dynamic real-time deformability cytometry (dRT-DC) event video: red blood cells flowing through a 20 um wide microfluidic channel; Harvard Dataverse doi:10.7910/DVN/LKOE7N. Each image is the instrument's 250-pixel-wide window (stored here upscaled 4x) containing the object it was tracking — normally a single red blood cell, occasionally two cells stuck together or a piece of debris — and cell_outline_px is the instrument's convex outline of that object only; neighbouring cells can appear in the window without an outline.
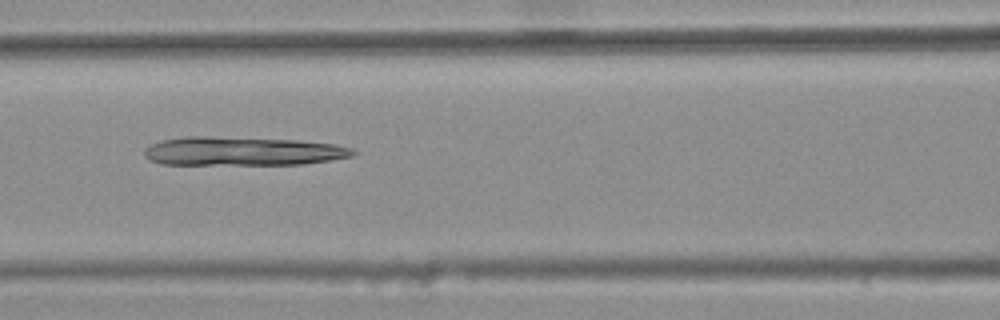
{"species": "common noctule bat (a hibernating species)", "species_latin": "Nyctalus noctula", "temperature_condition": "warm", "stored_images_in_passage": 5, "camera_frame_rate_fps": 3000, "um_per_image_px": 0.085, "animal": {"sex": "female", "body_mass_g": 25.1}, "frame": {"image": 1, "passage_image": 3, "time_ms": 0.667, "image_size_px": [1000, 320], "cell_outline_px": [[356, 152], [352, 156], [304, 164], [160, 164], [144, 156], [144, 148], [148, 144], [160, 140], [188, 136], [212, 136], [300, 140], [336, 144], [352, 148]], "centroid_in_image_um": [20.58, 12.84], "position_along_channel_um": 146.0, "area_um2": 35.14}}
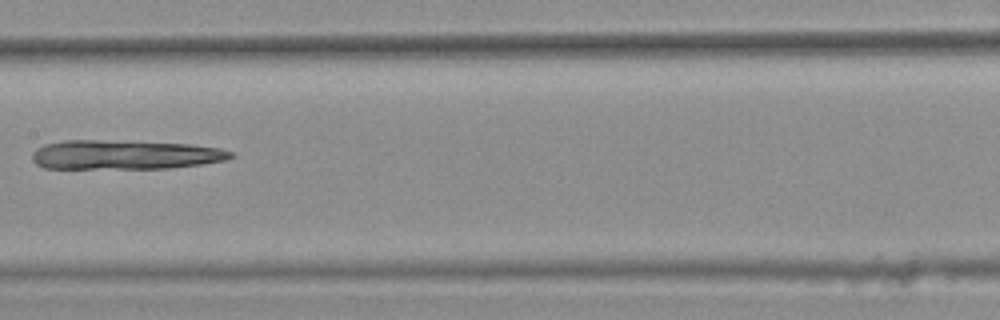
{"frame": {"image": 2, "passage_image": 4, "time_ms": 1.0, "image_size_px": [1000, 320], "cell_outline_px": [[236, 156], [224, 160], [200, 164], [168, 168], [44, 168], [36, 164], [32, 160], [32, 152], [36, 148], [44, 144], [64, 140], [96, 140], [188, 144], [220, 148], [232, 152]], "centroid_in_image_um": [10.56, 13.15], "position_along_channel_um": 196.8, "area_um2": 33.7}}
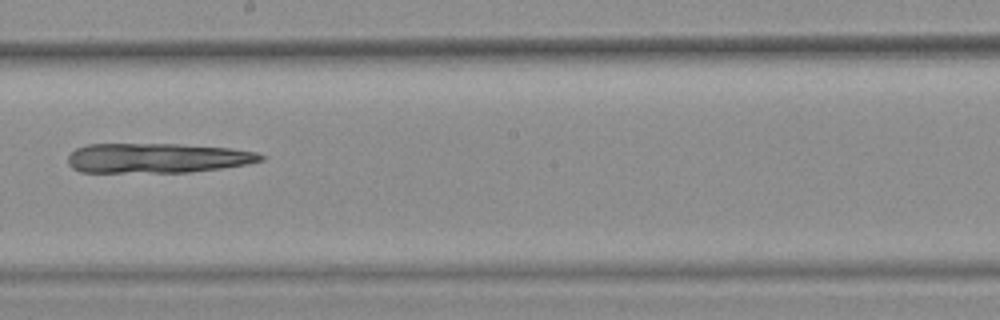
{"frame": {"image": 3, "passage_image": 5, "time_ms": 1.333, "image_size_px": [1000, 320], "cell_outline_px": [[268, 156], [264, 160], [248, 164], [220, 168], [188, 172], [80, 172], [72, 168], [68, 164], [68, 156], [76, 148], [88, 144], [180, 144], [232, 148], [256, 152]], "centroid_in_image_um": [13.39, 13.43], "position_along_channel_um": 234.8, "area_um2": 33.64}}